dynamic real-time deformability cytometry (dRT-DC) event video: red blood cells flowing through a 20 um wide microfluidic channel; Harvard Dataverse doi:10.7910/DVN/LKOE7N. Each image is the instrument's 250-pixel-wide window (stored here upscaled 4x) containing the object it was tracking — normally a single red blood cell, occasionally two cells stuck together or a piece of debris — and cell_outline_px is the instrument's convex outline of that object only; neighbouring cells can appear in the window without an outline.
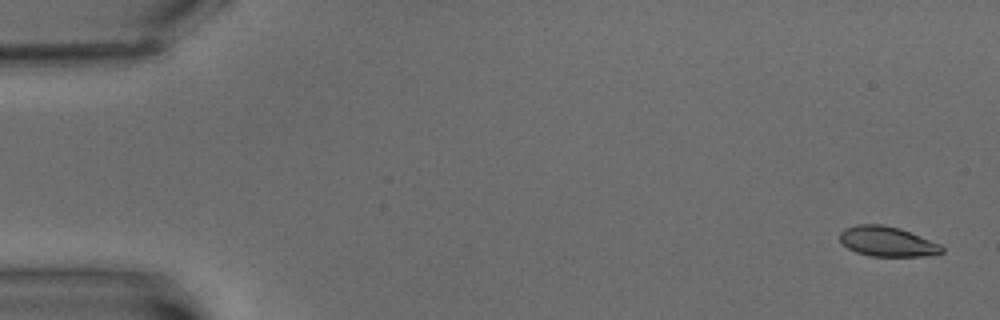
{"species": "common noctule bat (a hibernating species)", "species_latin": "Nyctalus noctula", "temperature_condition": "warm", "stored_images_in_passage": 10, "camera_frame_rate_fps": 3000, "um_per_image_px": 0.085, "animal": {"sex": "male", "body_mass_g": 15.6}, "frame": {"image": 1, "passage_image": 1, "time_ms": 0.0, "image_size_px": [1000, 320], "cell_outline_px": [[944, 252], [924, 256], [872, 256], [856, 252], [848, 248], [840, 240], [840, 232], [844, 228], [856, 224], [880, 224], [900, 228], [940, 244], [944, 248]], "centroid_in_image_um": [75.4, 20.52], "position_along_channel_um": 9.6, "area_um2": 17.74}}
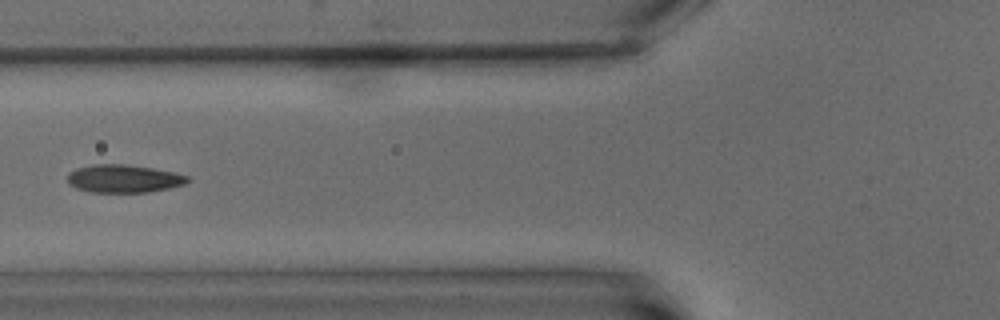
{"frame": {"image": 2, "passage_image": 7, "time_ms": 8.0, "image_size_px": [1000, 320], "cell_outline_px": [[192, 180], [184, 184], [168, 188], [148, 192], [92, 192], [76, 188], [68, 184], [68, 176], [76, 168], [92, 164], [124, 164], [152, 168], [172, 172], [188, 176]], "centroid_in_image_um": [10.52, 15.18], "position_along_channel_um": 115.3, "area_um2": 19.42}}
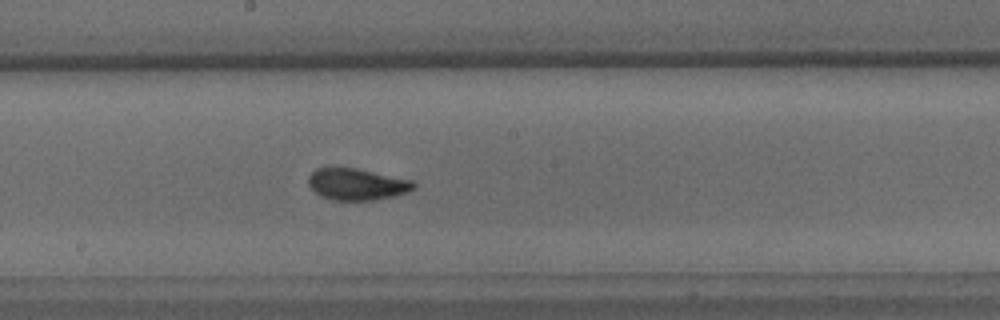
{"frame": {"image": 3, "passage_image": 10, "time_ms": 11.333, "image_size_px": [1000, 320], "cell_outline_px": [[416, 188], [408, 192], [392, 196], [372, 200], [332, 200], [316, 192], [308, 184], [308, 176], [316, 168], [356, 168], [412, 180], [416, 184]], "centroid_in_image_um": [30.35, 15.66], "position_along_channel_um": 217.8, "area_um2": 19.19}}